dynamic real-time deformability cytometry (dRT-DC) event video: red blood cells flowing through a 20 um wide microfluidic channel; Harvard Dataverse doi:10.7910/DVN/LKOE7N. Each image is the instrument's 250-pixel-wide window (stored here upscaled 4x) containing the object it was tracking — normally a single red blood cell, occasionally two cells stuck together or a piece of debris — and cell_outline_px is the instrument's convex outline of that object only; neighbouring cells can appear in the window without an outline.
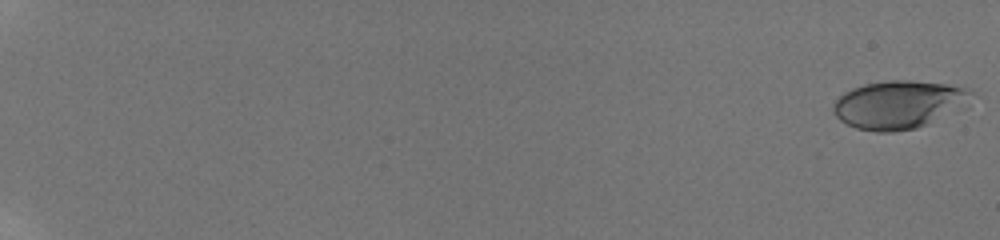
{"species": "human", "species_latin": "Homo sapiens", "temperature_condition": "room temperature", "stored_images_in_passage": 9, "camera_frame_rate_fps": 3000, "um_per_image_px": 0.085, "donor": {"sex": "male"}, "frame": {"image": 1, "passage_image": 1, "time_ms": 0.0, "image_size_px": [1000, 240], "cell_outline_px": [[972, 92], [968, 108], [916, 128], [892, 132], [876, 132], [856, 128], [840, 120], [836, 116], [832, 108], [832, 104], [844, 92], [852, 88], [864, 84], [888, 80], [912, 80], [948, 84], [968, 88]], "centroid_in_image_um": [76.45, 8.88], "position_along_channel_um": 8.5, "area_um2": 39.19}}
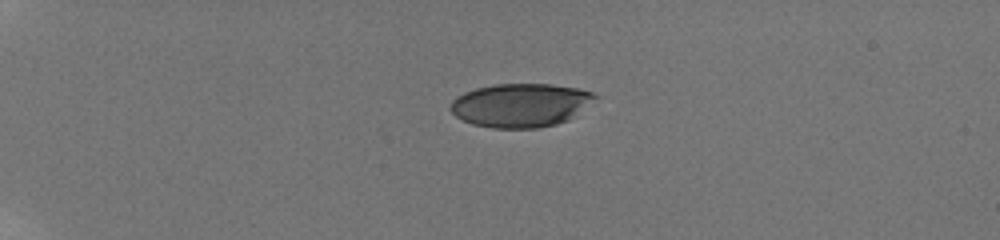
{"frame": {"image": 2, "passage_image": 6, "time_ms": 5.333, "image_size_px": [1000, 240], "cell_outline_px": [[600, 96], [568, 120], [556, 124], [536, 128], [492, 128], [472, 124], [456, 116], [448, 108], [452, 100], [456, 96], [464, 92], [476, 88], [496, 84], [552, 84], [576, 88], [592, 92]], "centroid_in_image_um": [44.23, 8.94], "position_along_channel_um": 40.8, "area_um2": 36.76}}
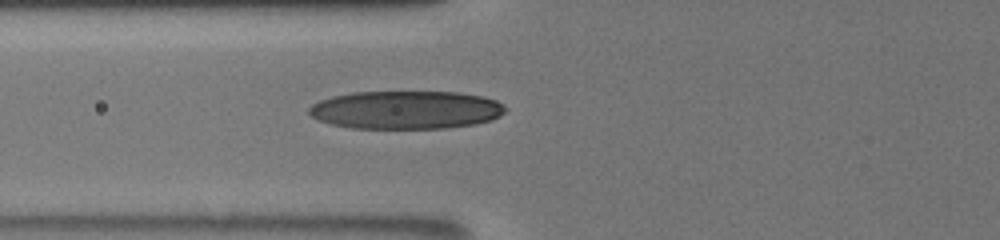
{"frame": {"image": 3, "passage_image": 9, "time_ms": 8.667, "image_size_px": [1000, 240], "cell_outline_px": [[508, 108], [500, 116], [492, 120], [472, 124], [444, 128], [352, 128], [332, 124], [316, 120], [308, 112], [308, 108], [312, 104], [320, 100], [332, 96], [352, 92], [460, 92], [480, 96], [496, 100], [504, 104]], "centroid_in_image_um": [34.5, 9.33], "position_along_channel_um": 91.3, "area_um2": 43.81}}